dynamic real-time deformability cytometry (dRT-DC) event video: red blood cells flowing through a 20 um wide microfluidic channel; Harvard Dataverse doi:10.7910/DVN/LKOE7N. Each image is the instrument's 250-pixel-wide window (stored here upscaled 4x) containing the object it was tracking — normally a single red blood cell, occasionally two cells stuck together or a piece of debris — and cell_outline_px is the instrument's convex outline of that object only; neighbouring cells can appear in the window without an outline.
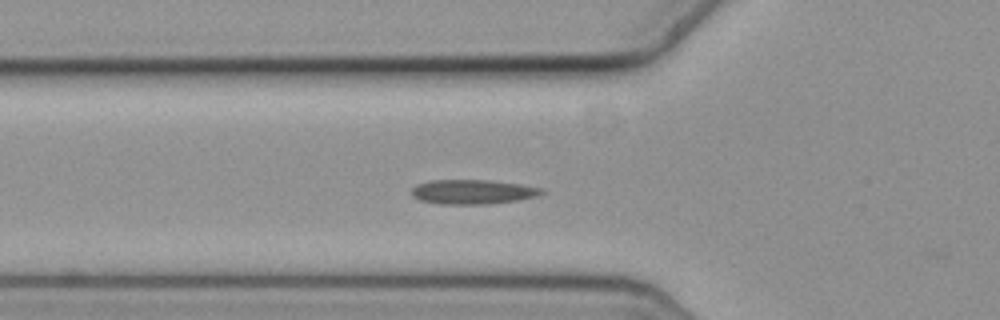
{"species": "common noctule bat (a hibernating species)", "species_latin": "Nyctalus noctula", "temperature_condition": "cold", "stored_images_in_passage": 40, "segment_of_instrument_passage": [1, 2], "camera_frame_rate_fps": 3000, "um_per_image_px": 0.085, "animal": {"sex": "female", "body_mass_g": 19.3, "forearm_length_mm": 54.1}, "frame": {"image": 1, "passage_image": 2, "time_ms": 0.333, "image_size_px": [1000, 320], "cell_outline_px": [[544, 192], [540, 196], [520, 200], [488, 204], [436, 204], [420, 200], [412, 196], [412, 188], [416, 184], [428, 180], [488, 180], [520, 184], [544, 188]], "centroid_in_image_um": [40.2, 16.31], "position_along_channel_um": 85.6, "area_um2": 18.84}}
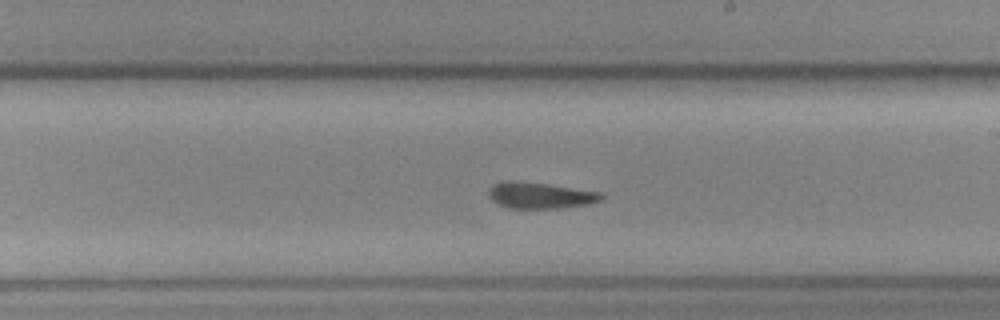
{"frame": {"image": 2, "passage_image": 15, "time_ms": 4.667, "image_size_px": [1000, 320], "cell_outline_px": [[604, 200], [592, 204], [560, 208], [508, 208], [492, 200], [488, 196], [488, 188], [492, 184], [508, 180], [512, 180], [544, 184], [604, 192]], "centroid_in_image_um": [45.96, 16.61], "position_along_channel_um": 243.0, "area_um2": 17.4}}
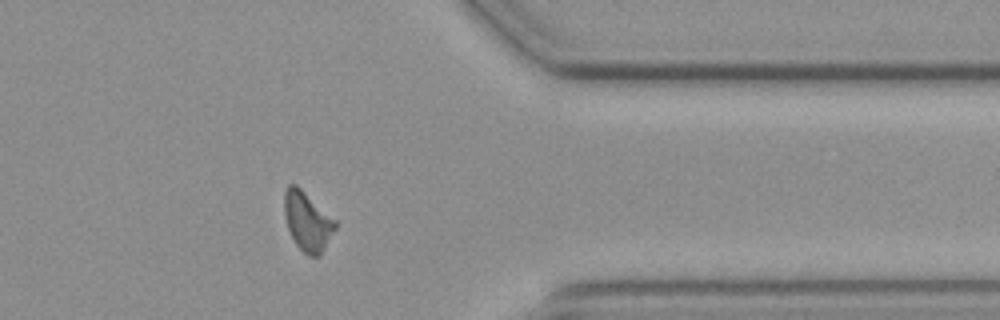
{"frame": {"image": 3, "passage_image": 28, "time_ms": 9.0, "image_size_px": [1000, 320], "cell_outline_px": [[336, 228], [320, 256], [308, 256], [296, 244], [288, 228], [284, 216], [284, 188], [288, 184], [296, 184], [336, 220]], "centroid_in_image_um": [26.12, 18.79], "position_along_channel_um": 385.3, "area_um2": 17.51}}